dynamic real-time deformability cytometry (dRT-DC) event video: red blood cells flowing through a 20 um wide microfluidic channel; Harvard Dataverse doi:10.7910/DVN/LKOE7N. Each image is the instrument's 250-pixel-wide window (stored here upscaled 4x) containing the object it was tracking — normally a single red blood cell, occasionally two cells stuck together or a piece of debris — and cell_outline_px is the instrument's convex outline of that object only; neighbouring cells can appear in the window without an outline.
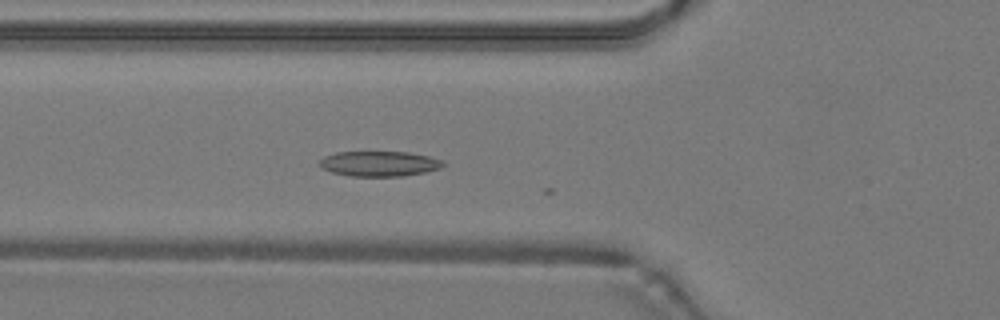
{"species": "common noctule bat (a hibernating species)", "species_latin": "Nyctalus noctula", "temperature_condition": "warm", "stored_images_in_passage": 15, "camera_frame_rate_fps": 3000, "um_per_image_px": 0.085, "animal": {"sex": "male", "body_mass_g": 19.2, "forearm_length_mm": 51.8}, "frame": {"image": 1, "passage_image": 14, "time_ms": 4.333, "image_size_px": [1000, 320], "cell_outline_px": [[448, 164], [440, 168], [424, 172], [404, 176], [348, 176], [332, 172], [320, 168], [316, 164], [324, 156], [336, 152], [408, 152], [428, 156], [444, 160]], "centroid_in_image_um": [32.23, 13.91], "position_along_channel_um": 93.6, "area_um2": 18.38}}